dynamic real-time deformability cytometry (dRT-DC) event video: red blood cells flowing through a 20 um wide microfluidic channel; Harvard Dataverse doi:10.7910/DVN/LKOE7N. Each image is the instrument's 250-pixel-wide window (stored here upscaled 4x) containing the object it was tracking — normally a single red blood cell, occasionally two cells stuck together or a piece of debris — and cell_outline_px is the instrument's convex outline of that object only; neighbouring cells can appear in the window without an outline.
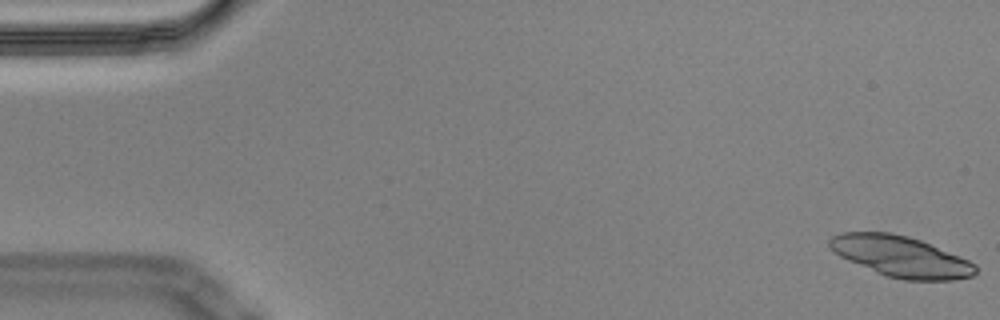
{"species": "Egyptian fruit bat (a non-hibernating species)", "species_latin": "Rousettus aegyptiacus", "temperature_condition": "cold", "stored_images_in_passage": 8, "camera_frame_rate_fps": 3000, "um_per_image_px": 0.085, "animal": {"sex": "male"}, "frame": {"image": 1, "passage_image": 1, "time_ms": 0.0, "image_size_px": [1000, 320], "cell_outline_px": [[976, 272], [972, 276], [952, 280], [904, 280], [884, 276], [848, 260], [840, 256], [828, 244], [828, 240], [832, 236], [840, 232], [892, 232], [908, 236], [920, 240], [960, 256], [976, 264]], "centroid_in_image_um": [76.56, 21.8], "position_along_channel_um": 8.4, "area_um2": 34.68}}